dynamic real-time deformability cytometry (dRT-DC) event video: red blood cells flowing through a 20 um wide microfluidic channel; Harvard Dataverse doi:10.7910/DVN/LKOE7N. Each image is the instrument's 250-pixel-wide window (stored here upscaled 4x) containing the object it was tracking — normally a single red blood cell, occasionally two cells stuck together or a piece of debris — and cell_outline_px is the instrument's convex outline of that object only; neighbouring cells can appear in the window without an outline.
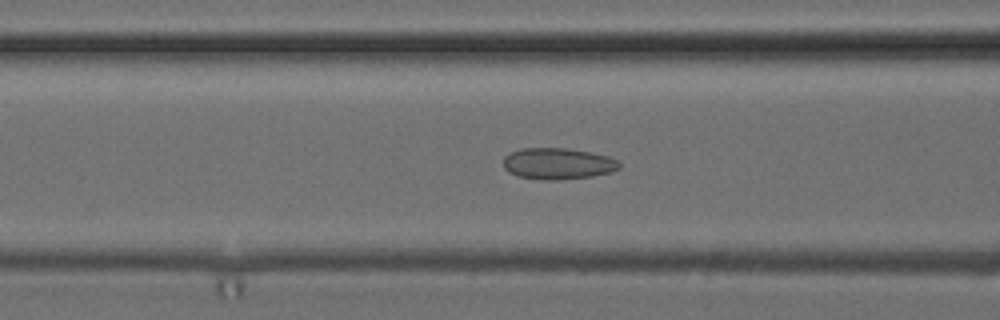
{"species": "common noctule bat (a hibernating species)", "species_latin": "Nyctalus noctula", "temperature_condition": "cold", "stored_images_in_passage": 52, "camera_frame_rate_fps": 3000, "um_per_image_px": 0.085, "animal": {"sex": "female", "body_mass_g": 24.6, "forearm_length_mm": 56.2}, "frame": {"image": 1, "passage_image": 20, "time_ms": 6.333, "image_size_px": [1000, 320], "cell_outline_px": [[620, 168], [612, 172], [592, 176], [556, 180], [540, 180], [516, 176], [508, 172], [504, 168], [504, 156], [520, 148], [568, 148], [608, 156], [616, 160], [620, 164]], "centroid_in_image_um": [47.39, 13.91], "position_along_channel_um": 119.2, "area_um2": 21.27}}
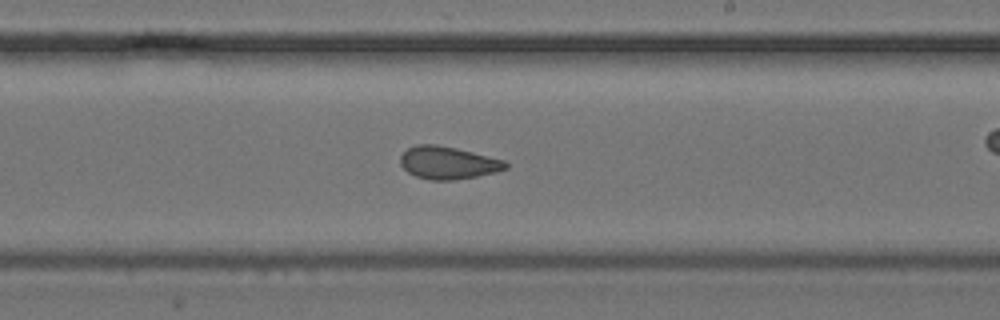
{"frame": {"image": 2, "passage_image": 30, "time_ms": 9.667, "image_size_px": [1000, 320], "cell_outline_px": [[508, 168], [496, 172], [476, 176], [452, 180], [432, 180], [416, 176], [408, 172], [400, 164], [400, 156], [408, 148], [416, 144], [436, 144], [456, 148], [504, 160], [508, 164]], "centroid_in_image_um": [38.07, 13.83], "position_along_channel_um": 250.9, "area_um2": 19.88}}
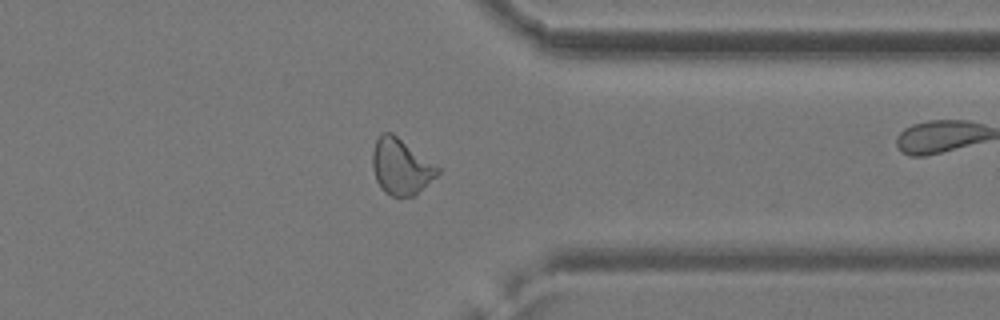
{"frame": {"image": 3, "passage_image": 40, "time_ms": 13.0, "image_size_px": [1000, 320], "cell_outline_px": [[440, 172], [416, 196], [392, 196], [384, 192], [380, 188], [376, 180], [372, 168], [372, 152], [376, 140], [384, 132], [392, 132], [440, 168]], "centroid_in_image_um": [34.07, 14.18], "position_along_channel_um": 377.3, "area_um2": 21.21}, "authors_computed_cell_mechanics": {"area_um2": 21.386, "velocity_mm_per_s": 3.9432, "shape_relaxation_time_tau1_ms": null, "shape_relaxation_time_tau2_ms": 1.6056, "deformation_change_tau1": null, "deformation_change_tau2": 0.0752}}